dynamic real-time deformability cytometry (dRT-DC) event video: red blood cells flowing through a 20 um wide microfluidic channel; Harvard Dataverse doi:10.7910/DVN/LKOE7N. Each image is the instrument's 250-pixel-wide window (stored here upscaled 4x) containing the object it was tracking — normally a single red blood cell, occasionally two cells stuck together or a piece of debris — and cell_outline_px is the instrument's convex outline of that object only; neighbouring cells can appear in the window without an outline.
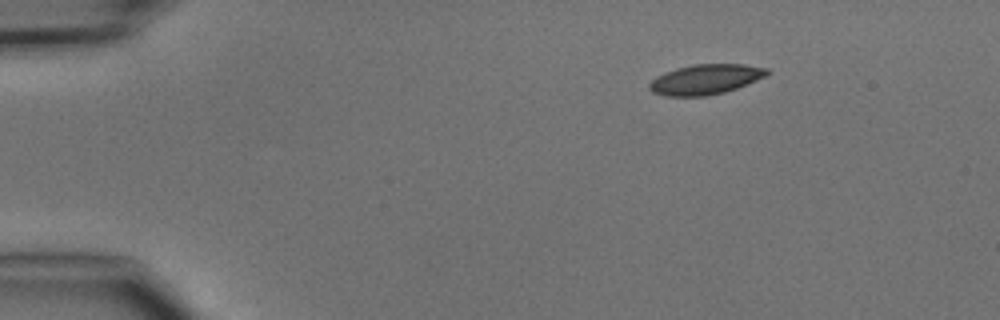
{"species": "common noctule bat (a hibernating species)", "species_latin": "Nyctalus noctula", "temperature_condition": "cold", "stored_images_in_passage": 3, "camera_frame_rate_fps": 3000, "um_per_image_px": 0.085, "animal": {"sex": "male", "body_mass_g": 15.6}, "frame": {"image": 1, "passage_image": 1, "time_ms": 0.0, "image_size_px": [1000, 320], "cell_outline_px": [[768, 72], [764, 76], [756, 80], [736, 88], [724, 92], [704, 96], [664, 96], [652, 92], [648, 88], [648, 84], [656, 76], [664, 72], [676, 68], [692, 64], [744, 64], [768, 68]], "centroid_in_image_um": [59.91, 6.74], "position_along_channel_um": 25.1, "area_um2": 20.58}}